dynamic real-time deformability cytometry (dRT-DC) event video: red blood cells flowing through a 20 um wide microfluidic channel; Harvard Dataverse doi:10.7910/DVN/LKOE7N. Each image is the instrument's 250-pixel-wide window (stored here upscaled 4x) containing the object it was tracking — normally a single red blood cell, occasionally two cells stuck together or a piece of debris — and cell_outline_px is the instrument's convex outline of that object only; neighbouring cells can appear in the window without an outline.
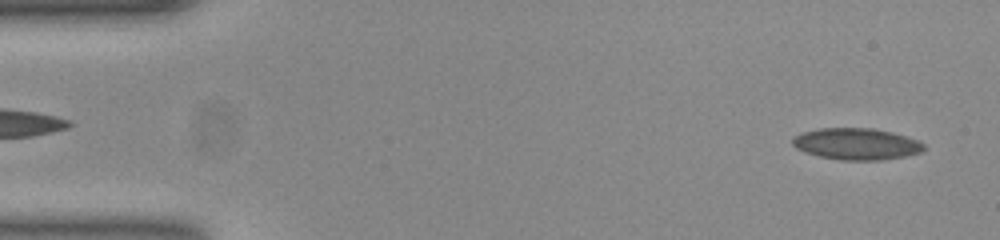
{"species": "common noctule bat (a hibernating species)", "species_latin": "Nyctalus noctula", "temperature_condition": "room temperature", "stored_images_in_passage": 53, "camera_frame_rate_fps": 3000, "um_per_image_px": 0.085, "animal": {"sex": "female", "body_mass_g": 23.0, "forearm_length_mm": 53.4}, "frame": {"image": 1, "passage_image": 2, "time_ms": 0.333, "image_size_px": [1000, 240], "cell_outline_px": [[924, 148], [920, 152], [904, 156], [880, 160], [840, 160], [820, 156], [804, 152], [796, 148], [792, 144], [792, 140], [796, 136], [804, 132], [820, 128], [872, 128], [892, 132], [916, 140], [924, 144]], "centroid_in_image_um": [72.78, 12.23], "position_along_channel_um": 12.2, "area_um2": 23.87}}
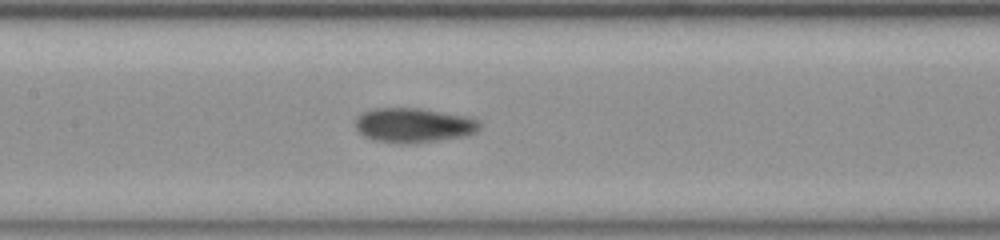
{"frame": {"image": 2, "passage_image": 24, "time_ms": 7.667, "image_size_px": [1000, 240], "cell_outline_px": [[480, 128], [476, 132], [468, 136], [436, 140], [376, 140], [364, 136], [356, 128], [356, 116], [360, 112], [372, 108], [420, 108], [476, 116], [480, 120]], "centroid_in_image_um": [35.25, 10.56], "position_along_channel_um": 172.1, "area_um2": 24.68}}
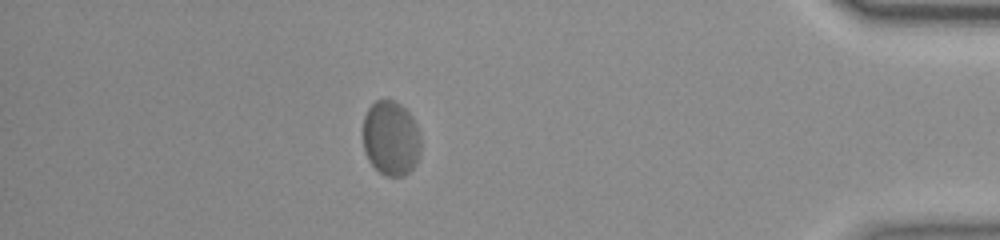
{"frame": {"image": 3, "passage_image": 46, "time_ms": 15.0, "image_size_px": [1000, 240], "cell_outline_px": [[420, 152], [416, 164], [408, 172], [400, 176], [388, 176], [380, 172], [368, 160], [364, 152], [364, 116], [368, 108], [376, 100], [392, 100], [400, 104], [412, 116], [420, 132]], "centroid_in_image_um": [33.23, 11.74], "position_along_channel_um": 402.0, "area_um2": 25.14}, "authors_computed_cell_mechanics": {"area_um2": 24.3916, "velocity_mm_per_s": 3.7736, "shape_relaxation_time_tau1_ms": null, "shape_relaxation_time_tau2_ms": 1.0712, "deformation_change_tau1": null, "deformation_change_tau2": 0.0475}}